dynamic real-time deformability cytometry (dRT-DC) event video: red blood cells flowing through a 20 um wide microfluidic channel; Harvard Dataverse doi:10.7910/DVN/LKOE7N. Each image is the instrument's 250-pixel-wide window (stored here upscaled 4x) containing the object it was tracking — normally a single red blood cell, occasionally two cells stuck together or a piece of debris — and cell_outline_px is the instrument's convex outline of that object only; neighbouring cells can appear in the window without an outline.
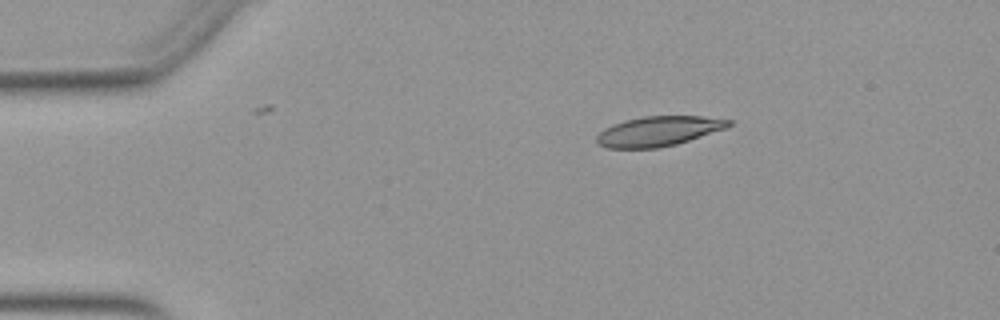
{"species": "Egyptian fruit bat (a non-hibernating species)", "species_latin": "Rousettus aegyptiacus", "temperature_condition": "warm", "stored_images_in_passage": 2, "camera_frame_rate_fps": 3000, "um_per_image_px": 0.085, "animal": {"sex": "female"}, "frame": {"image": 1, "passage_image": 1, "time_ms": 0.0, "image_size_px": [1000, 320], "cell_outline_px": [[732, 124], [724, 128], [676, 144], [656, 148], [608, 148], [600, 144], [596, 140], [596, 136], [604, 128], [612, 124], [624, 120], [644, 116], [700, 116], [732, 120]], "centroid_in_image_um": [55.93, 11.14], "position_along_channel_um": 29.1, "area_um2": 22.66}}